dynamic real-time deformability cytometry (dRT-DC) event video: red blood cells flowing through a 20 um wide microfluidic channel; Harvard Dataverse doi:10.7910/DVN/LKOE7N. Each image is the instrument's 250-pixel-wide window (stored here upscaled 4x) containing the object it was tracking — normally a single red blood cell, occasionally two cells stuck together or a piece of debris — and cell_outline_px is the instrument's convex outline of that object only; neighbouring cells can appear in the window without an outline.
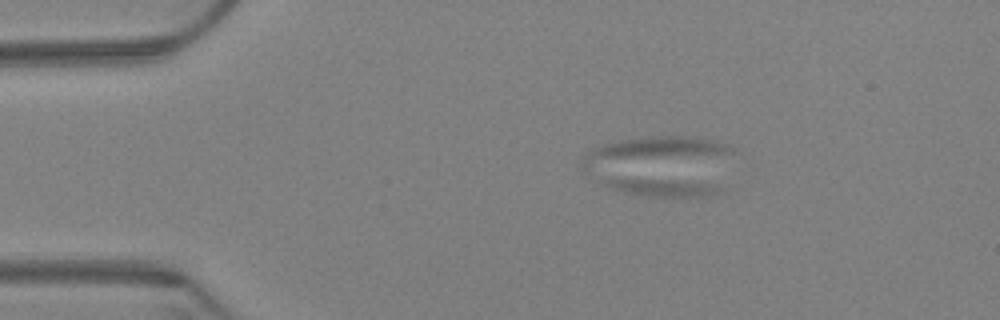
{"species": "Egyptian fruit bat (a non-hibernating species)", "species_latin": "Rousettus aegyptiacus", "temperature_condition": "warm", "stored_images_in_passage": 6, "camera_frame_rate_fps": 3000, "um_per_image_px": 0.085, "animal": {"sex": "female"}, "frame": {"image": 1, "passage_image": 1, "time_ms": 0.0, "image_size_px": [1000, 320], "cell_outline_px": [[724, 188], [716, 192], [704, 196], [648, 196], [628, 192], [612, 188], [604, 184], [608, 180], [672, 180], [716, 184]], "centroid_in_image_um": [56.47, 15.95], "position_along_channel_um": 28.5, "area_um2": 10.75}}